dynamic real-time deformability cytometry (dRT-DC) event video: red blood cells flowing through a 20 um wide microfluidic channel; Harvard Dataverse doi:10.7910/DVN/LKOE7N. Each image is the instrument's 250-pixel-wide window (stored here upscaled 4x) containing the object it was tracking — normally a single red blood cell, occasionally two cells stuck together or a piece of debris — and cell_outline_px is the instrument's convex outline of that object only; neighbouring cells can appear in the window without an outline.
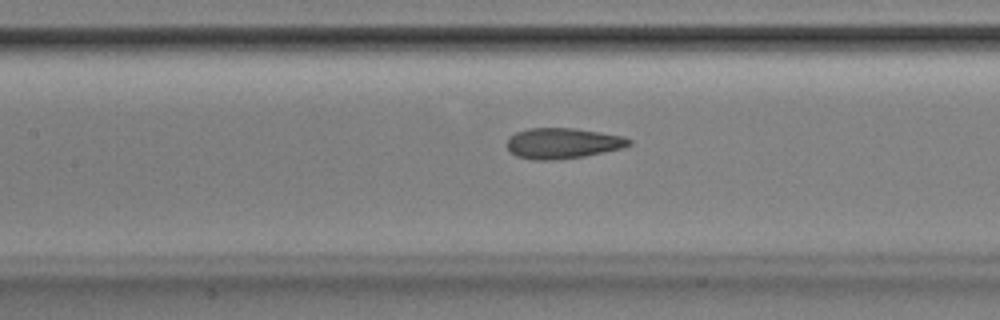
{"species": "Egyptian fruit bat (a non-hibernating species)", "species_latin": "Rousettus aegyptiacus", "temperature_condition": "room temperature", "stored_images_in_passage": 40, "camera_frame_rate_fps": 3000, "um_per_image_px": 0.085, "animal": {"sex": "male"}, "frame": {"image": 1, "passage_image": 14, "time_ms": 4.333, "image_size_px": [1000, 320], "cell_outline_px": [[632, 144], [624, 148], [584, 156], [556, 160], [532, 160], [516, 156], [508, 148], [508, 136], [516, 132], [528, 128], [576, 128], [624, 136], [632, 140]], "centroid_in_image_um": [47.85, 12.17], "position_along_channel_um": 159.5, "area_um2": 21.96}}
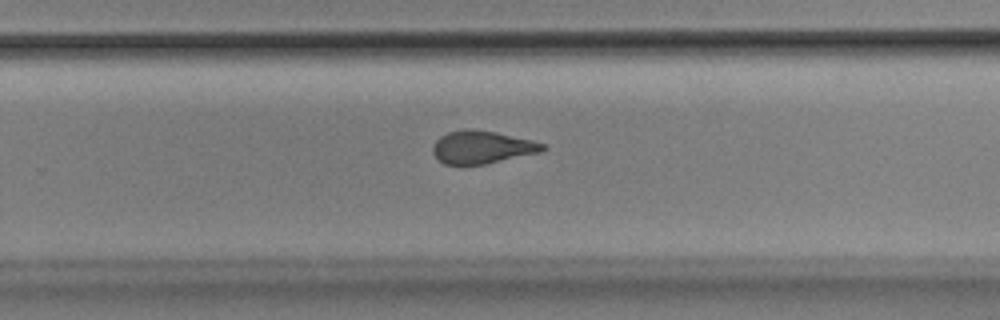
{"frame": {"image": 2, "passage_image": 24, "time_ms": 7.667, "image_size_px": [1000, 320], "cell_outline_px": [[548, 148], [540, 152], [484, 164], [460, 168], [444, 164], [432, 152], [432, 148], [436, 140], [440, 136], [448, 132], [496, 132], [532, 140], [544, 144]], "centroid_in_image_um": [40.95, 12.59], "position_along_channel_um": 288.8, "area_um2": 20.69}}
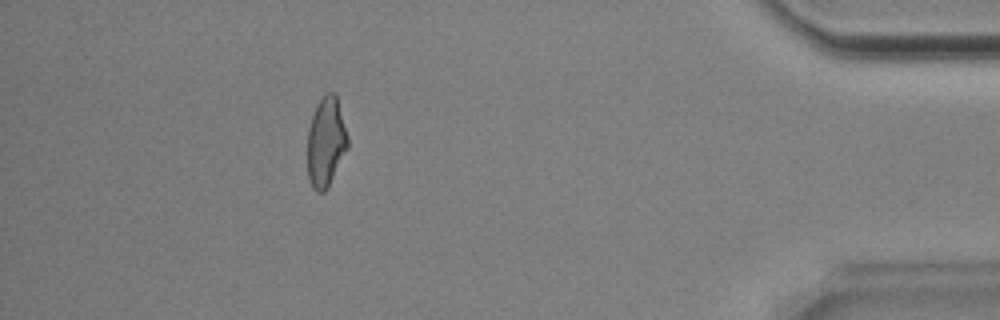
{"frame": {"image": 3, "passage_image": 37, "time_ms": 12.0, "image_size_px": [1000, 320], "cell_outline_px": [[348, 148], [328, 188], [324, 192], [316, 192], [312, 188], [308, 180], [308, 128], [316, 104], [324, 92], [336, 92], [348, 136]], "centroid_in_image_um": [27.71, 12.06], "position_along_channel_um": 407.5, "area_um2": 21.44}}